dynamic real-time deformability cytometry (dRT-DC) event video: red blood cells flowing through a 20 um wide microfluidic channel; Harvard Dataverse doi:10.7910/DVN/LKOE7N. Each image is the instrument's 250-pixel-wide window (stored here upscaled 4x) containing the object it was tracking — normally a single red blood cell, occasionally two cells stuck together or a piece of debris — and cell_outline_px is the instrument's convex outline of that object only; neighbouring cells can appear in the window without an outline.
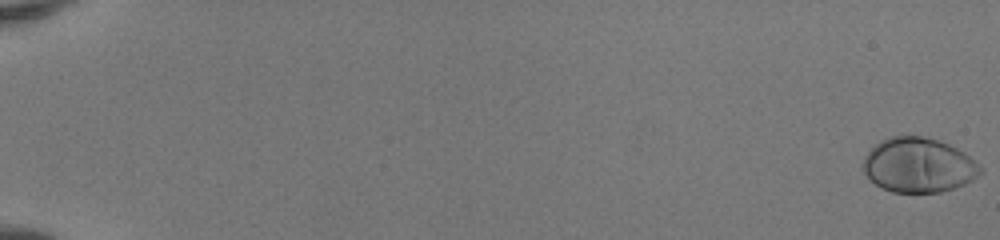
{"species": "human", "species_latin": "Homo sapiens", "temperature_condition": "room temperature", "stored_images_in_passage": 17, "camera_frame_rate_fps": 3000, "um_per_image_px": 0.085, "donor": {"sex": "female"}, "frame": {"image": 1, "passage_image": 1, "time_ms": 0.0, "image_size_px": [1000, 240], "cell_outline_px": [[984, 172], [972, 180], [964, 184], [940, 192], [892, 192], [880, 188], [864, 172], [864, 156], [880, 140], [892, 136], [924, 136], [940, 140], [964, 152], [984, 168]], "centroid_in_image_um": [78.1, 14.03], "position_along_channel_um": 6.9, "area_um2": 37.34}}